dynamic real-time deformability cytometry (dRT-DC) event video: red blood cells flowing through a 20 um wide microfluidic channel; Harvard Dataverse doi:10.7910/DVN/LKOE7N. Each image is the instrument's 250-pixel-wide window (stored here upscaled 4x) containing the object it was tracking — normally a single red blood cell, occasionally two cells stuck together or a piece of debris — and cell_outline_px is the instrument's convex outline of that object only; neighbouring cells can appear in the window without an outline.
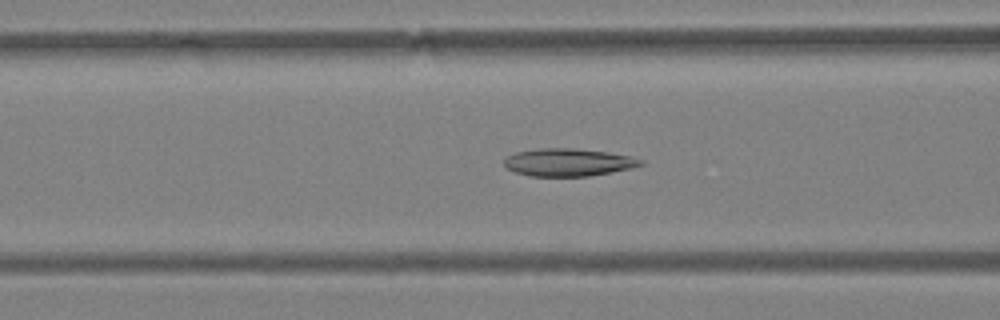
{"species": "Egyptian fruit bat (a non-hibernating species)", "species_latin": "Rousettus aegyptiacus", "temperature_condition": "warm", "stored_images_in_passage": 50, "camera_frame_rate_fps": 3000, "um_per_image_px": 0.085, "animal": {"sex": "female"}, "frame": {"image": 1, "passage_image": 20, "time_ms": 6.333, "image_size_px": [1000, 320], "cell_outline_px": [[644, 164], [632, 168], [612, 172], [588, 176], [532, 176], [516, 172], [504, 168], [504, 160], [508, 156], [516, 152], [536, 148], [572, 148], [608, 152], [628, 156], [644, 160]], "centroid_in_image_um": [48.29, 13.79], "position_along_channel_um": 118.3, "area_um2": 22.02}}
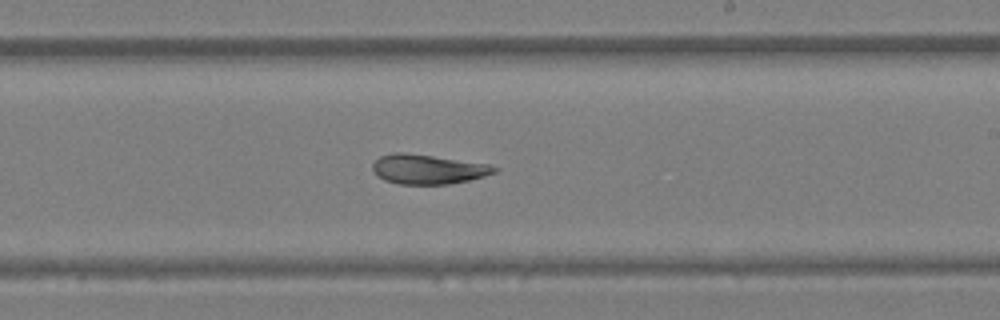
{"frame": {"image": 2, "passage_image": 30, "time_ms": 9.667, "image_size_px": [1000, 320], "cell_outline_px": [[500, 168], [496, 172], [484, 176], [468, 180], [448, 184], [400, 184], [384, 180], [376, 176], [372, 168], [372, 164], [380, 156], [392, 152], [404, 152], [488, 164]], "centroid_in_image_um": [36.34, 14.38], "position_along_channel_um": 252.7, "area_um2": 20.92}}
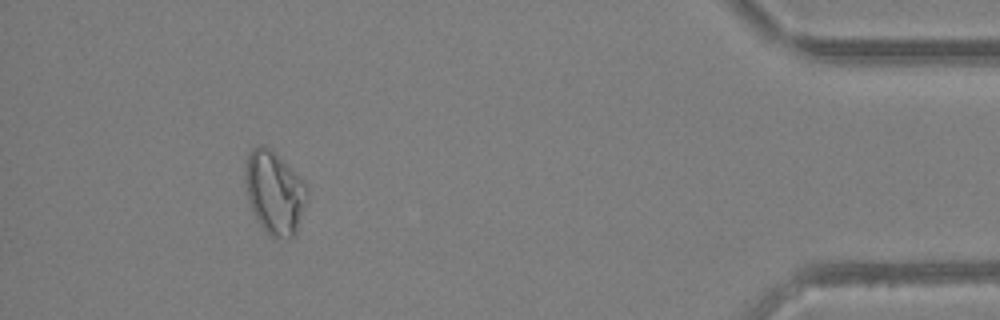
{"frame": {"image": 3, "passage_image": 46, "time_ms": 15.0, "image_size_px": [1000, 320], "cell_outline_px": [[308, 196], [296, 232], [288, 240], [284, 240], [268, 236], [264, 232], [256, 220], [248, 200], [244, 180], [244, 168], [248, 152], [252, 148], [260, 144], [264, 144], [304, 184]], "centroid_in_image_um": [23.27, 16.43], "position_along_channel_um": 411.9, "area_um2": 29.65}, "authors_computed_cell_mechanics": {"area_um2": 25.0852, "velocity_mm_per_s": 4.0413, "shape_relaxation_time_tau1_ms": null, "shape_relaxation_time_tau2_ms": 4.7641, "deformation_change_tau1": null, "deformation_change_tau2": 0.1026}}